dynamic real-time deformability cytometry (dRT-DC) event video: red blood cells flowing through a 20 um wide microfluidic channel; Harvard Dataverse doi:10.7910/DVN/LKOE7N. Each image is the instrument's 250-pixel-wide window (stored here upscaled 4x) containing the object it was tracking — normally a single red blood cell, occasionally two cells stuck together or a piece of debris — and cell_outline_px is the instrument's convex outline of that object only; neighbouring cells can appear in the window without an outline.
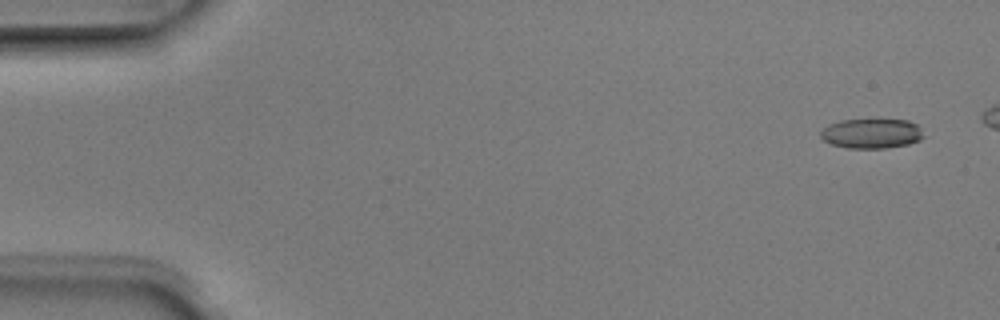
{"species": "Egyptian fruit bat (a non-hibernating species)", "species_latin": "Rousettus aegyptiacus", "temperature_condition": "room temperature", "stored_images_in_passage": 5, "camera_frame_rate_fps": 3000, "um_per_image_px": 0.085, "animal": {"sex": "male"}, "frame": {"image": 1, "passage_image": 1, "time_ms": 0.0, "image_size_px": [1000, 320], "cell_outline_px": [[924, 136], [920, 140], [908, 144], [884, 148], [848, 148], [832, 144], [824, 140], [820, 136], [820, 132], [828, 124], [840, 120], [908, 120], [916, 124], [920, 128]], "centroid_in_image_um": [74.08, 11.35], "position_along_channel_um": 10.9, "area_um2": 17.74}}
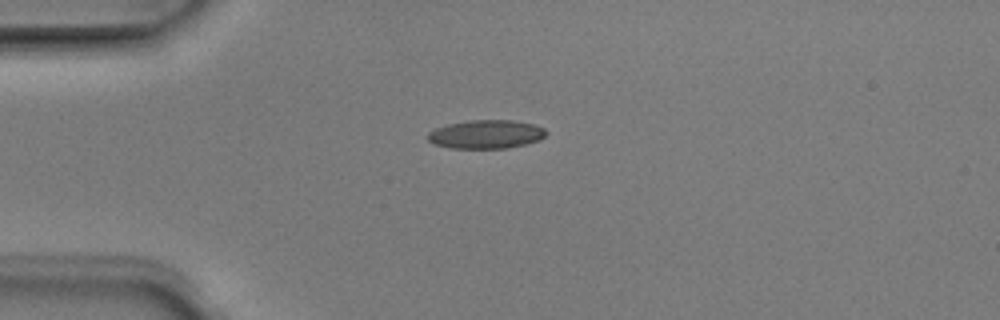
{"frame": {"image": 2, "passage_image": 5, "time_ms": 1.333, "image_size_px": [1000, 320], "cell_outline_px": [[548, 132], [540, 140], [508, 148], [452, 148], [436, 144], [428, 140], [428, 132], [436, 128], [448, 124], [468, 120], [512, 120], [536, 124], [544, 128]], "centroid_in_image_um": [41.35, 11.4], "position_along_channel_um": 43.6, "area_um2": 19.71}}